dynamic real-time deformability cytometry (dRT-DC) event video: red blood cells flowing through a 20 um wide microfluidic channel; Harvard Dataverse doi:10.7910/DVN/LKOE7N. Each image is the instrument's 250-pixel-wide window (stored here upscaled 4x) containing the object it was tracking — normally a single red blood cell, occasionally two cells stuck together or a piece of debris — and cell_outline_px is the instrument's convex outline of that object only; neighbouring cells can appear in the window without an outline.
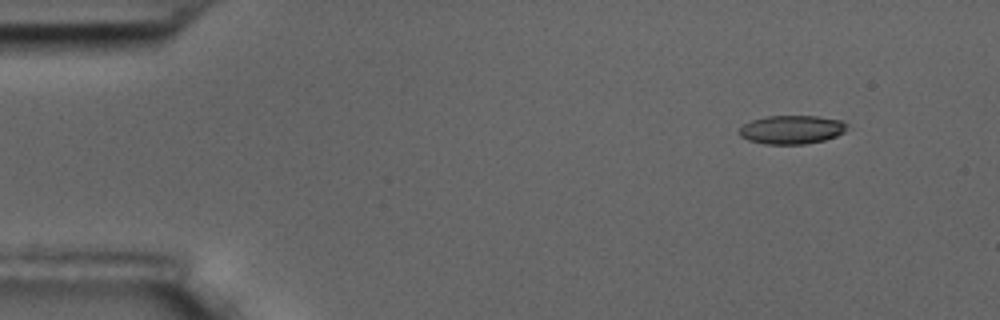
{"species": "common noctule bat (a hibernating species)", "species_latin": "Nyctalus noctula", "temperature_condition": "room temperature", "stored_images_in_passage": 4, "camera_frame_rate_fps": 3000, "um_per_image_px": 0.085, "animal": {"sex": "male", "body_mass_g": 17.5, "forearm_length_mm": 52.3}, "frame": {"image": 1, "passage_image": 1, "time_ms": 0.0, "image_size_px": [1000, 320], "cell_outline_px": [[848, 124], [844, 132], [836, 136], [824, 140], [804, 144], [764, 144], [748, 140], [740, 136], [736, 132], [744, 124], [752, 120], [764, 116], [816, 116], [844, 120]], "centroid_in_image_um": [67.28, 11.01], "position_along_channel_um": 17.7, "area_um2": 18.15}}
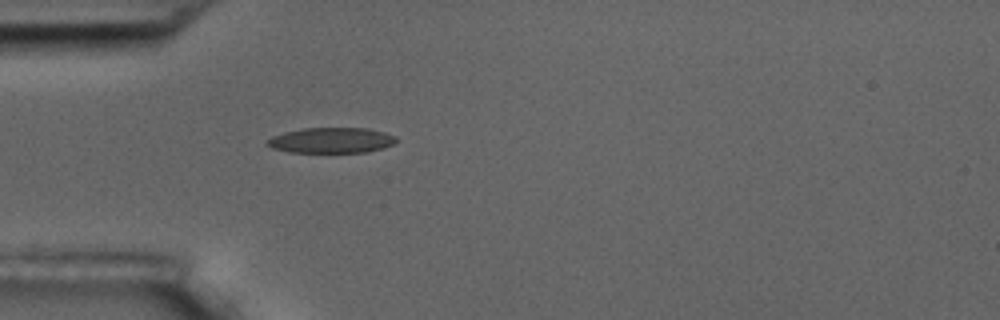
{"frame": {"image": 2, "passage_image": 4, "time_ms": 3.667, "image_size_px": [1000, 320], "cell_outline_px": [[396, 140], [392, 144], [384, 148], [368, 152], [288, 152], [272, 148], [264, 144], [272, 136], [284, 132], [304, 128], [368, 128], [384, 132], [396, 136]], "centroid_in_image_um": [28.15, 11.93], "position_along_channel_um": 56.8, "area_um2": 19.19}}